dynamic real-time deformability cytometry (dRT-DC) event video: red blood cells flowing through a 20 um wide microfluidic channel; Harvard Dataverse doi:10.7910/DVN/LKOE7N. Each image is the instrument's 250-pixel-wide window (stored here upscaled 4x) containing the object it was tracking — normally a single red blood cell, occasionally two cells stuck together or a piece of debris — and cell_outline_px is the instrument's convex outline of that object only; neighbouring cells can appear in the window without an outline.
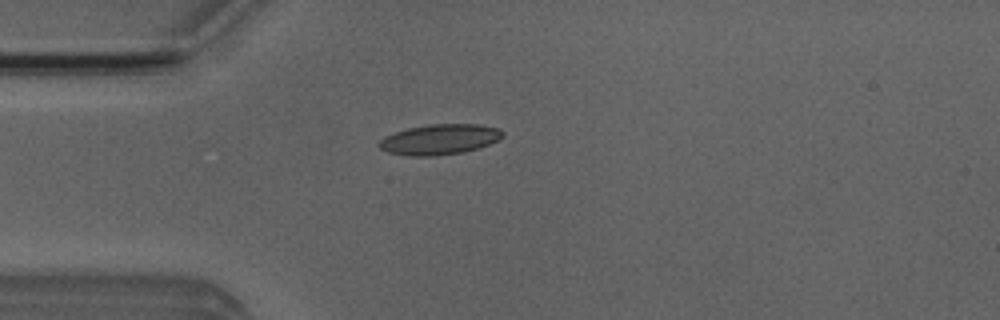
{"species": "Egyptian fruit bat (a non-hibernating species)", "species_latin": "Rousettus aegyptiacus", "temperature_condition": "room temperature", "stored_images_in_passage": 1, "camera_frame_rate_fps": 3000, "um_per_image_px": 0.085, "animal": {"sex": "male"}, "frame": {"image": 1, "passage_image": 1, "time_ms": 0.0, "image_size_px": [1000, 320], "cell_outline_px": [[504, 136], [500, 140], [464, 152], [436, 156], [408, 156], [388, 152], [380, 148], [376, 144], [384, 136], [408, 128], [432, 124], [476, 124], [496, 128], [504, 132]], "centroid_in_image_um": [37.35, 11.86], "position_along_channel_um": 47.7, "area_um2": 21.85}}